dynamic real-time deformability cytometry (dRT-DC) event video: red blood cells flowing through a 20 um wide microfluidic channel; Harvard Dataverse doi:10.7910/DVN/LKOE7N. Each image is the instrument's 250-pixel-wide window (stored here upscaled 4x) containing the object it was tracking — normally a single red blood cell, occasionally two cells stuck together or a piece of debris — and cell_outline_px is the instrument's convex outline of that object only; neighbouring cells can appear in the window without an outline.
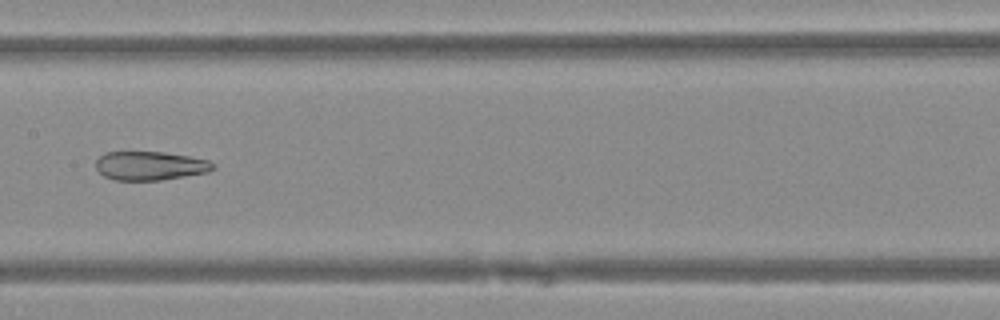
{"species": "Egyptian fruit bat (a non-hibernating species)", "species_latin": "Rousettus aegyptiacus", "temperature_condition": "warm", "stored_images_in_passage": 43, "camera_frame_rate_fps": 3000, "um_per_image_px": 0.085, "animal": {"sex": "female"}, "frame": {"image": 1, "passage_image": 23, "time_ms": 7.333, "image_size_px": [1000, 320], "cell_outline_px": [[216, 168], [208, 172], [160, 180], [116, 180], [104, 176], [96, 168], [96, 160], [104, 152], [164, 152], [188, 156], [208, 160], [216, 164]], "centroid_in_image_um": [12.77, 14.08], "position_along_channel_um": 194.6, "area_um2": 19.65}}
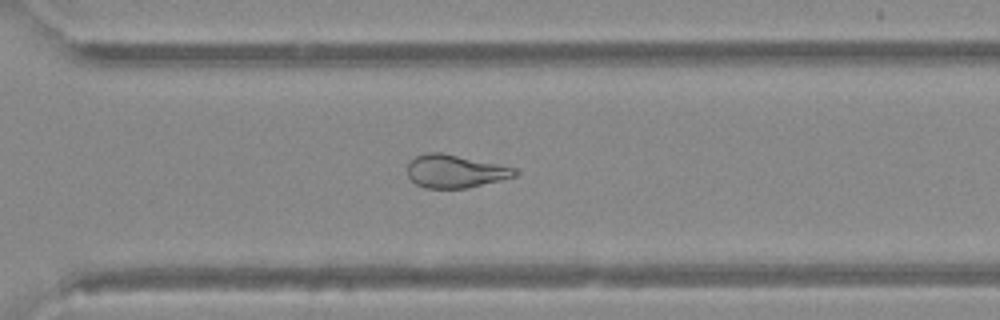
{"frame": {"image": 2, "passage_image": 33, "time_ms": 10.667, "image_size_px": [1000, 320], "cell_outline_px": [[516, 176], [468, 188], [424, 188], [416, 184], [408, 176], [408, 160], [416, 156], [428, 152], [440, 152], [516, 168]], "centroid_in_image_um": [38.64, 14.56], "position_along_channel_um": 332.0, "area_um2": 20.52}}
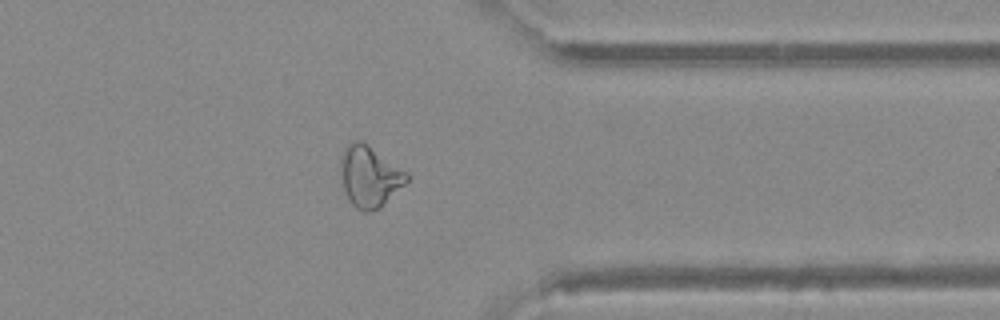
{"frame": {"image": 3, "passage_image": 37, "time_ms": 12.0, "image_size_px": [1000, 320], "cell_outline_px": [[408, 180], [380, 208], [372, 212], [364, 212], [356, 208], [348, 200], [344, 192], [340, 168], [340, 156], [344, 148], [348, 144], [356, 140], [360, 140], [408, 172]], "centroid_in_image_um": [31.38, 15.02], "position_along_channel_um": 380.0, "area_um2": 23.47}}